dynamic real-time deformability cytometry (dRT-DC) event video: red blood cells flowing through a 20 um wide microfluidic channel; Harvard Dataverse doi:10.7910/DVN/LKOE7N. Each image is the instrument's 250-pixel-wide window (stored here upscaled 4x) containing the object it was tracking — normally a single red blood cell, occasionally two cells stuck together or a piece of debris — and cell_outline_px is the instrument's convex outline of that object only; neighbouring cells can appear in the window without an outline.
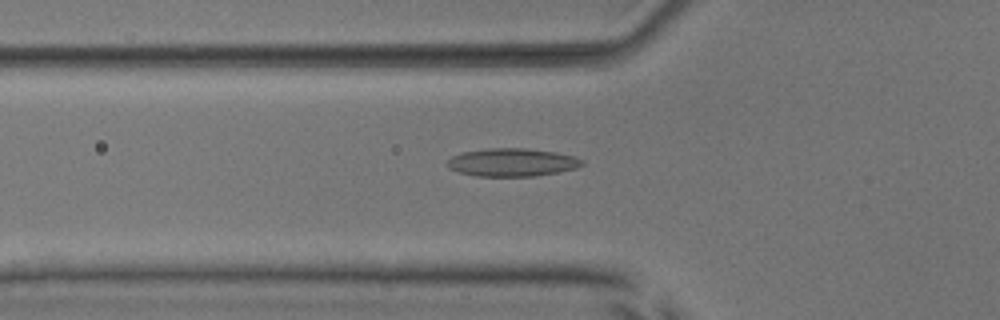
{"species": "common noctule bat (a hibernating species)", "species_latin": "Nyctalus noctula", "temperature_condition": "room temperature", "stored_images_in_passage": 42, "camera_frame_rate_fps": 3000, "um_per_image_px": 0.085, "animal": {"sex": "male", "body_mass_g": 17.9, "forearm_length_mm": 54.2}, "frame": {"image": 1, "passage_image": 9, "time_ms": 2.667, "image_size_px": [1000, 320], "cell_outline_px": [[584, 164], [576, 168], [536, 176], [476, 176], [460, 172], [448, 168], [448, 160], [452, 156], [460, 152], [488, 148], [524, 148], [556, 152], [576, 156], [584, 160]], "centroid_in_image_um": [43.54, 13.79], "position_along_channel_um": 82.3, "area_um2": 22.08}}
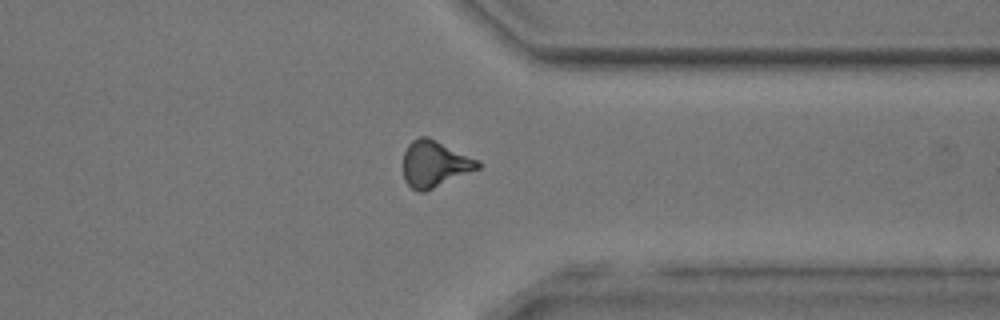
{"frame": {"image": 2, "passage_image": 31, "time_ms": 10.0, "image_size_px": [1000, 320], "cell_outline_px": [[480, 168], [424, 192], [416, 192], [404, 180], [404, 152], [408, 144], [412, 140], [420, 136], [428, 136], [480, 160]], "centroid_in_image_um": [36.95, 13.92], "position_along_channel_um": 374.5, "area_um2": 20.23}}
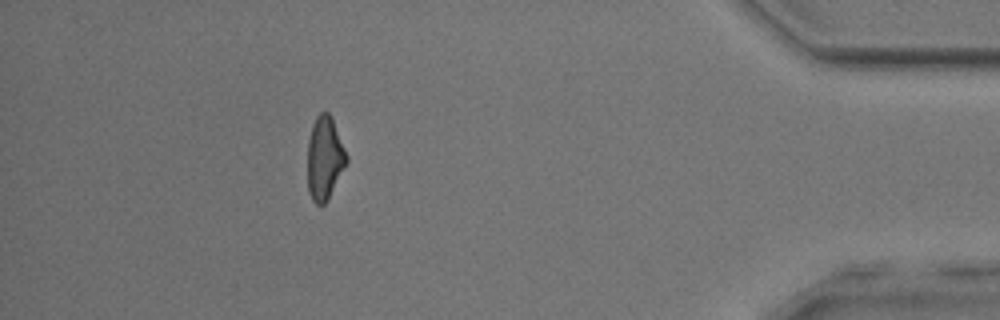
{"frame": {"image": 3, "passage_image": 37, "time_ms": 12.0, "image_size_px": [1000, 320], "cell_outline_px": [[348, 160], [324, 204], [316, 204], [312, 200], [308, 192], [308, 140], [312, 124], [316, 116], [320, 112], [328, 112], [332, 116], [348, 156]], "centroid_in_image_um": [27.58, 13.39], "position_along_channel_um": 407.6, "area_um2": 18.79}, "authors_computed_cell_mechanics": {"area_um2": 19.7965, "velocity_mm_per_s": 4.0128, "shape_relaxation_time_tau1_ms": 6.2691, "shape_relaxation_time_tau2_ms": 2.3991, "deformation_change_tau1": 0.1582, "deformation_change_tau2": 0.1153}}